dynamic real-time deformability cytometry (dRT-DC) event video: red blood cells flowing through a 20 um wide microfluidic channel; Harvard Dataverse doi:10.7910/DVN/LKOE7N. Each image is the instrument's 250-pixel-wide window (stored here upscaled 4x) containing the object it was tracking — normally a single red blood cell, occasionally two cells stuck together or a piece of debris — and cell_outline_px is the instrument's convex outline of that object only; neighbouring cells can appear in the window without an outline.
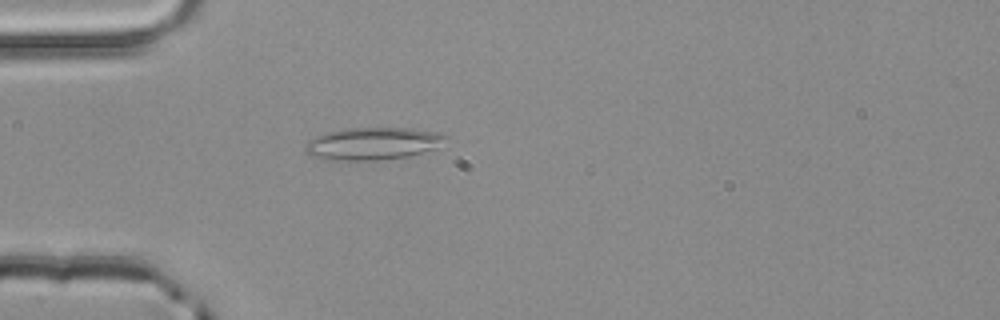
{"species": "common noctule bat (a hibernating species)", "species_latin": "Nyctalus noctula", "temperature_condition": "room temperature", "stored_images_in_passage": 1, "camera_frame_rate_fps": 3000, "um_per_image_px": 0.085, "animal": {"sex": "male", "body_mass_g": 20.4}, "frame": {"image": 1, "passage_image": 1, "time_ms": 0.0, "image_size_px": [1000, 320], "cell_outline_px": [[448, 136], [432, 148], [408, 156], [380, 160], [328, 160], [312, 156], [304, 152], [304, 144], [308, 140], [324, 132], [344, 128], [412, 128], [436, 132]], "centroid_in_image_um": [31.56, 12.2], "position_along_channel_um": 53.4, "area_um2": 26.36}}